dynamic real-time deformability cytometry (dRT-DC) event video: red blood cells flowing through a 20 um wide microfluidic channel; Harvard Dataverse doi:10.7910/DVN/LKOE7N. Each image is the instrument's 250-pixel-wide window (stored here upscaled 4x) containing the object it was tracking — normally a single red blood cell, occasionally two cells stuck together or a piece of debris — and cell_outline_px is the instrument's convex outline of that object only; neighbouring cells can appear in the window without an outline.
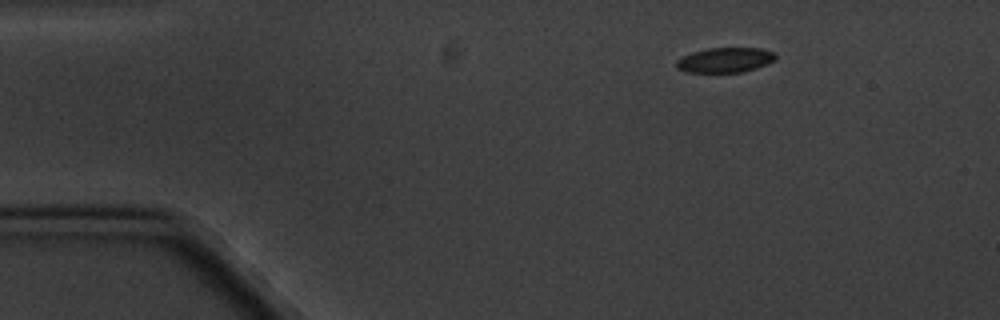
{"species": "common noctule bat (a hibernating species)", "species_latin": "Nyctalus noctula", "temperature_condition": "cold", "stored_images_in_passage": 6, "camera_frame_rate_fps": 3000, "um_per_image_px": 0.085, "animal": {"sex": "male", "body_mass_g": 20.1, "forearm_length_mm": 53.5}, "frame": {"image": 1, "passage_image": 1, "time_ms": 0.0, "image_size_px": [1000, 320], "cell_outline_px": [[776, 60], [768, 64], [744, 72], [688, 72], [676, 68], [676, 60], [692, 52], [708, 48], [760, 48], [776, 52]], "centroid_in_image_um": [61.68, 5.1], "position_along_channel_um": 23.3, "area_um2": 14.51}}
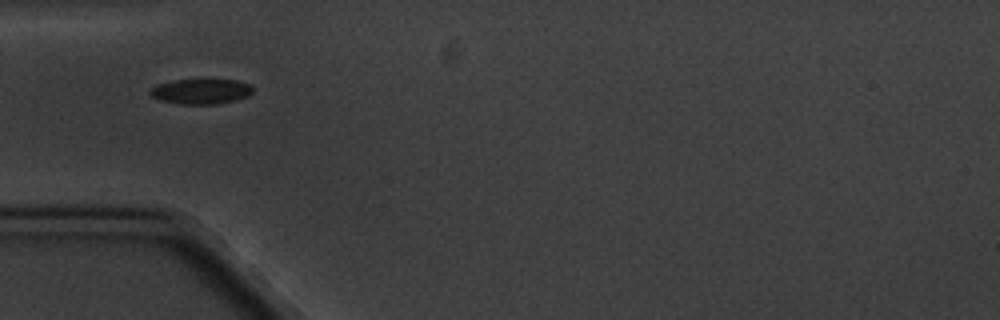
{"frame": {"image": 2, "passage_image": 4, "time_ms": 3.333, "image_size_px": [1000, 320], "cell_outline_px": [[252, 92], [248, 96], [236, 100], [216, 104], [180, 104], [160, 100], [152, 96], [148, 92], [156, 84], [172, 80], [236, 80], [248, 84], [252, 88]], "centroid_in_image_um": [17.05, 7.77], "position_along_channel_um": 67.9, "area_um2": 14.97}}